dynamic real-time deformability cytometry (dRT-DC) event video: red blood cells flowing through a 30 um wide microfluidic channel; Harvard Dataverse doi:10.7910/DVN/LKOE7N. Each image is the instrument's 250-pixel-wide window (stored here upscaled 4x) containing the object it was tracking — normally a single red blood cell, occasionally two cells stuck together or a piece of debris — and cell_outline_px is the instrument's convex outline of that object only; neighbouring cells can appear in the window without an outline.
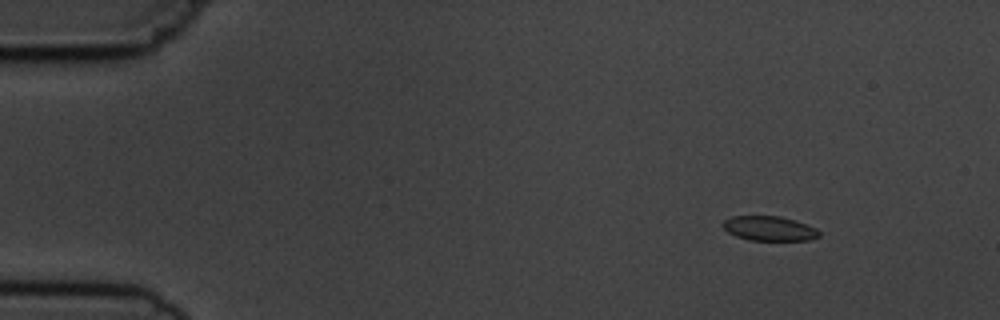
{"species": "common noctule bat (a hibernating species)", "species_latin": "Nyctalus noctula", "temperature_condition": "cold", "stored_images_in_passage": 5, "segment_of_instrument_passage": [1, 2], "camera_frame_rate_fps": 3000, "um_per_image_px": 0.085, "animal": {"sex": "male", "body_mass_g": 19.5, "forearm_length_mm": 54.6}, "frame": {"image": 1, "passage_image": 1, "time_ms": 0.0, "image_size_px": [1000, 320], "cell_outline_px": [[820, 236], [808, 240], [748, 240], [736, 236], [728, 232], [724, 228], [724, 220], [732, 216], [780, 216], [796, 220], [816, 228], [820, 232]], "centroid_in_image_um": [65.41, 19.42], "position_along_channel_um": 19.6, "area_um2": 13.76}}